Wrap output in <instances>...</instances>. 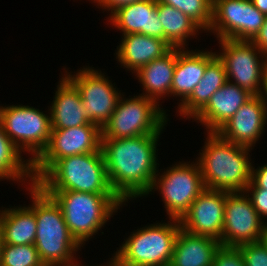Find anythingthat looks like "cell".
<instances>
[{
	"mask_svg": "<svg viewBox=\"0 0 267 266\" xmlns=\"http://www.w3.org/2000/svg\"><path fill=\"white\" fill-rule=\"evenodd\" d=\"M160 134L134 138H102L111 189L124 203L150 193L157 171L156 147Z\"/></svg>",
	"mask_w": 267,
	"mask_h": 266,
	"instance_id": "1",
	"label": "cell"
},
{
	"mask_svg": "<svg viewBox=\"0 0 267 266\" xmlns=\"http://www.w3.org/2000/svg\"><path fill=\"white\" fill-rule=\"evenodd\" d=\"M198 164L205 188L243 192L251 182L250 147L234 144L216 132H207Z\"/></svg>",
	"mask_w": 267,
	"mask_h": 266,
	"instance_id": "2",
	"label": "cell"
},
{
	"mask_svg": "<svg viewBox=\"0 0 267 266\" xmlns=\"http://www.w3.org/2000/svg\"><path fill=\"white\" fill-rule=\"evenodd\" d=\"M34 213L37 223L34 245L44 265L74 263L73 254L81 245L69 232L60 206L37 184H34Z\"/></svg>",
	"mask_w": 267,
	"mask_h": 266,
	"instance_id": "3",
	"label": "cell"
},
{
	"mask_svg": "<svg viewBox=\"0 0 267 266\" xmlns=\"http://www.w3.org/2000/svg\"><path fill=\"white\" fill-rule=\"evenodd\" d=\"M35 184L43 191L115 194L101 150L59 159Z\"/></svg>",
	"mask_w": 267,
	"mask_h": 266,
	"instance_id": "4",
	"label": "cell"
},
{
	"mask_svg": "<svg viewBox=\"0 0 267 266\" xmlns=\"http://www.w3.org/2000/svg\"><path fill=\"white\" fill-rule=\"evenodd\" d=\"M44 192L60 206L69 232L80 245L97 233L123 204L116 194Z\"/></svg>",
	"mask_w": 267,
	"mask_h": 266,
	"instance_id": "5",
	"label": "cell"
},
{
	"mask_svg": "<svg viewBox=\"0 0 267 266\" xmlns=\"http://www.w3.org/2000/svg\"><path fill=\"white\" fill-rule=\"evenodd\" d=\"M156 223L133 232L116 251L115 266H162L171 263L174 244L181 229L178 219Z\"/></svg>",
	"mask_w": 267,
	"mask_h": 266,
	"instance_id": "6",
	"label": "cell"
},
{
	"mask_svg": "<svg viewBox=\"0 0 267 266\" xmlns=\"http://www.w3.org/2000/svg\"><path fill=\"white\" fill-rule=\"evenodd\" d=\"M159 104L142 94L124 99L120 96L116 109L101 129L102 138H134L160 134L167 123L166 112Z\"/></svg>",
	"mask_w": 267,
	"mask_h": 266,
	"instance_id": "7",
	"label": "cell"
},
{
	"mask_svg": "<svg viewBox=\"0 0 267 266\" xmlns=\"http://www.w3.org/2000/svg\"><path fill=\"white\" fill-rule=\"evenodd\" d=\"M0 122L6 135L21 151L32 152V162L47 148L52 130L50 115L30 106H2Z\"/></svg>",
	"mask_w": 267,
	"mask_h": 266,
	"instance_id": "8",
	"label": "cell"
},
{
	"mask_svg": "<svg viewBox=\"0 0 267 266\" xmlns=\"http://www.w3.org/2000/svg\"><path fill=\"white\" fill-rule=\"evenodd\" d=\"M158 175L157 173L150 192L159 189L169 220H180L205 189L200 166L198 162L191 165L179 163L167 169L159 178Z\"/></svg>",
	"mask_w": 267,
	"mask_h": 266,
	"instance_id": "9",
	"label": "cell"
},
{
	"mask_svg": "<svg viewBox=\"0 0 267 266\" xmlns=\"http://www.w3.org/2000/svg\"><path fill=\"white\" fill-rule=\"evenodd\" d=\"M101 141V128L93 123L72 128L52 129L47 148L32 162L35 183L59 159L100 151Z\"/></svg>",
	"mask_w": 267,
	"mask_h": 266,
	"instance_id": "10",
	"label": "cell"
},
{
	"mask_svg": "<svg viewBox=\"0 0 267 266\" xmlns=\"http://www.w3.org/2000/svg\"><path fill=\"white\" fill-rule=\"evenodd\" d=\"M219 44L222 53L216 55L223 62L228 82H231L232 78L235 81L233 84L247 90L253 96H259L263 89L267 56L262 55L263 53L251 41L222 39L219 40ZM258 54H261L259 56L262 60H259Z\"/></svg>",
	"mask_w": 267,
	"mask_h": 266,
	"instance_id": "11",
	"label": "cell"
},
{
	"mask_svg": "<svg viewBox=\"0 0 267 266\" xmlns=\"http://www.w3.org/2000/svg\"><path fill=\"white\" fill-rule=\"evenodd\" d=\"M265 17L251 0H215L209 31L216 32L218 40L251 41Z\"/></svg>",
	"mask_w": 267,
	"mask_h": 266,
	"instance_id": "12",
	"label": "cell"
},
{
	"mask_svg": "<svg viewBox=\"0 0 267 266\" xmlns=\"http://www.w3.org/2000/svg\"><path fill=\"white\" fill-rule=\"evenodd\" d=\"M64 76L78 89L88 119L102 129L116 109L122 96L120 91L118 93L108 77L89 67L73 76L69 73Z\"/></svg>",
	"mask_w": 267,
	"mask_h": 266,
	"instance_id": "13",
	"label": "cell"
},
{
	"mask_svg": "<svg viewBox=\"0 0 267 266\" xmlns=\"http://www.w3.org/2000/svg\"><path fill=\"white\" fill-rule=\"evenodd\" d=\"M265 226L266 223L254 209L249 194L244 191L228 192L225 201L222 246L238 247L245 243L261 241Z\"/></svg>",
	"mask_w": 267,
	"mask_h": 266,
	"instance_id": "14",
	"label": "cell"
},
{
	"mask_svg": "<svg viewBox=\"0 0 267 266\" xmlns=\"http://www.w3.org/2000/svg\"><path fill=\"white\" fill-rule=\"evenodd\" d=\"M227 191L205 188L179 220L181 228L193 235L209 236L220 241Z\"/></svg>",
	"mask_w": 267,
	"mask_h": 266,
	"instance_id": "15",
	"label": "cell"
},
{
	"mask_svg": "<svg viewBox=\"0 0 267 266\" xmlns=\"http://www.w3.org/2000/svg\"><path fill=\"white\" fill-rule=\"evenodd\" d=\"M266 122L263 99L260 95L253 96L216 133L224 140L252 148L263 134Z\"/></svg>",
	"mask_w": 267,
	"mask_h": 266,
	"instance_id": "16",
	"label": "cell"
},
{
	"mask_svg": "<svg viewBox=\"0 0 267 266\" xmlns=\"http://www.w3.org/2000/svg\"><path fill=\"white\" fill-rule=\"evenodd\" d=\"M252 97L251 93L233 84V81H227L194 119L206 126L208 132H216Z\"/></svg>",
	"mask_w": 267,
	"mask_h": 266,
	"instance_id": "17",
	"label": "cell"
},
{
	"mask_svg": "<svg viewBox=\"0 0 267 266\" xmlns=\"http://www.w3.org/2000/svg\"><path fill=\"white\" fill-rule=\"evenodd\" d=\"M156 9V0H143L119 8L110 16L109 21L123 35L141 33L164 40L163 25Z\"/></svg>",
	"mask_w": 267,
	"mask_h": 266,
	"instance_id": "18",
	"label": "cell"
},
{
	"mask_svg": "<svg viewBox=\"0 0 267 266\" xmlns=\"http://www.w3.org/2000/svg\"><path fill=\"white\" fill-rule=\"evenodd\" d=\"M61 78L49 109L51 128L65 129L90 124L78 89L66 76Z\"/></svg>",
	"mask_w": 267,
	"mask_h": 266,
	"instance_id": "19",
	"label": "cell"
},
{
	"mask_svg": "<svg viewBox=\"0 0 267 266\" xmlns=\"http://www.w3.org/2000/svg\"><path fill=\"white\" fill-rule=\"evenodd\" d=\"M123 37L117 48L116 58L123 64L121 66L133 70L134 73L171 49L164 40L141 33L126 34Z\"/></svg>",
	"mask_w": 267,
	"mask_h": 266,
	"instance_id": "20",
	"label": "cell"
},
{
	"mask_svg": "<svg viewBox=\"0 0 267 266\" xmlns=\"http://www.w3.org/2000/svg\"><path fill=\"white\" fill-rule=\"evenodd\" d=\"M176 48V64L171 86V95L181 97L183 104L199 84L207 67V51H184Z\"/></svg>",
	"mask_w": 267,
	"mask_h": 266,
	"instance_id": "21",
	"label": "cell"
},
{
	"mask_svg": "<svg viewBox=\"0 0 267 266\" xmlns=\"http://www.w3.org/2000/svg\"><path fill=\"white\" fill-rule=\"evenodd\" d=\"M30 187L32 206H20L1 211L0 235L3 244L29 245L35 243L37 223L34 213V185H30Z\"/></svg>",
	"mask_w": 267,
	"mask_h": 266,
	"instance_id": "22",
	"label": "cell"
},
{
	"mask_svg": "<svg viewBox=\"0 0 267 266\" xmlns=\"http://www.w3.org/2000/svg\"><path fill=\"white\" fill-rule=\"evenodd\" d=\"M219 240L201 235H193L180 229L174 244L171 263L174 266H212Z\"/></svg>",
	"mask_w": 267,
	"mask_h": 266,
	"instance_id": "23",
	"label": "cell"
},
{
	"mask_svg": "<svg viewBox=\"0 0 267 266\" xmlns=\"http://www.w3.org/2000/svg\"><path fill=\"white\" fill-rule=\"evenodd\" d=\"M228 81L223 62L216 52H207V67L203 78L195 86L190 97L181 104L180 116L194 118L208 103L210 97Z\"/></svg>",
	"mask_w": 267,
	"mask_h": 266,
	"instance_id": "24",
	"label": "cell"
},
{
	"mask_svg": "<svg viewBox=\"0 0 267 266\" xmlns=\"http://www.w3.org/2000/svg\"><path fill=\"white\" fill-rule=\"evenodd\" d=\"M176 64V47H172L165 55L142 66L135 74L145 89L143 96L156 103L159 98L171 95V86ZM162 96V97H161Z\"/></svg>",
	"mask_w": 267,
	"mask_h": 266,
	"instance_id": "25",
	"label": "cell"
},
{
	"mask_svg": "<svg viewBox=\"0 0 267 266\" xmlns=\"http://www.w3.org/2000/svg\"><path fill=\"white\" fill-rule=\"evenodd\" d=\"M156 12L163 25L164 41L172 48H184L186 38L193 37L201 29L180 10L157 2Z\"/></svg>",
	"mask_w": 267,
	"mask_h": 266,
	"instance_id": "26",
	"label": "cell"
},
{
	"mask_svg": "<svg viewBox=\"0 0 267 266\" xmlns=\"http://www.w3.org/2000/svg\"><path fill=\"white\" fill-rule=\"evenodd\" d=\"M22 160L21 150L6 135L0 122V179L23 181L28 177L29 184L34 185L33 163L30 159Z\"/></svg>",
	"mask_w": 267,
	"mask_h": 266,
	"instance_id": "27",
	"label": "cell"
},
{
	"mask_svg": "<svg viewBox=\"0 0 267 266\" xmlns=\"http://www.w3.org/2000/svg\"><path fill=\"white\" fill-rule=\"evenodd\" d=\"M159 3L170 5L194 21L204 31H208L212 24L211 0H156Z\"/></svg>",
	"mask_w": 267,
	"mask_h": 266,
	"instance_id": "28",
	"label": "cell"
},
{
	"mask_svg": "<svg viewBox=\"0 0 267 266\" xmlns=\"http://www.w3.org/2000/svg\"><path fill=\"white\" fill-rule=\"evenodd\" d=\"M0 266H45L34 244H2Z\"/></svg>",
	"mask_w": 267,
	"mask_h": 266,
	"instance_id": "29",
	"label": "cell"
},
{
	"mask_svg": "<svg viewBox=\"0 0 267 266\" xmlns=\"http://www.w3.org/2000/svg\"><path fill=\"white\" fill-rule=\"evenodd\" d=\"M246 266H267V244L261 240L258 242L239 245Z\"/></svg>",
	"mask_w": 267,
	"mask_h": 266,
	"instance_id": "30",
	"label": "cell"
},
{
	"mask_svg": "<svg viewBox=\"0 0 267 266\" xmlns=\"http://www.w3.org/2000/svg\"><path fill=\"white\" fill-rule=\"evenodd\" d=\"M212 266H246L238 247L220 246L216 251Z\"/></svg>",
	"mask_w": 267,
	"mask_h": 266,
	"instance_id": "31",
	"label": "cell"
},
{
	"mask_svg": "<svg viewBox=\"0 0 267 266\" xmlns=\"http://www.w3.org/2000/svg\"><path fill=\"white\" fill-rule=\"evenodd\" d=\"M250 192V200L253 204L254 209L259 214L260 219L267 218V190L261 188H246L245 193Z\"/></svg>",
	"mask_w": 267,
	"mask_h": 266,
	"instance_id": "32",
	"label": "cell"
},
{
	"mask_svg": "<svg viewBox=\"0 0 267 266\" xmlns=\"http://www.w3.org/2000/svg\"><path fill=\"white\" fill-rule=\"evenodd\" d=\"M246 188H261L267 190V164L258 167L252 166L251 182Z\"/></svg>",
	"mask_w": 267,
	"mask_h": 266,
	"instance_id": "33",
	"label": "cell"
},
{
	"mask_svg": "<svg viewBox=\"0 0 267 266\" xmlns=\"http://www.w3.org/2000/svg\"><path fill=\"white\" fill-rule=\"evenodd\" d=\"M143 0H94L93 2L98 3L104 9L111 11V15L119 8L141 2Z\"/></svg>",
	"mask_w": 267,
	"mask_h": 266,
	"instance_id": "34",
	"label": "cell"
},
{
	"mask_svg": "<svg viewBox=\"0 0 267 266\" xmlns=\"http://www.w3.org/2000/svg\"><path fill=\"white\" fill-rule=\"evenodd\" d=\"M251 42L263 53V55L267 56V16L264 19L262 27Z\"/></svg>",
	"mask_w": 267,
	"mask_h": 266,
	"instance_id": "35",
	"label": "cell"
},
{
	"mask_svg": "<svg viewBox=\"0 0 267 266\" xmlns=\"http://www.w3.org/2000/svg\"><path fill=\"white\" fill-rule=\"evenodd\" d=\"M252 4L265 16H267V0H251Z\"/></svg>",
	"mask_w": 267,
	"mask_h": 266,
	"instance_id": "36",
	"label": "cell"
},
{
	"mask_svg": "<svg viewBox=\"0 0 267 266\" xmlns=\"http://www.w3.org/2000/svg\"><path fill=\"white\" fill-rule=\"evenodd\" d=\"M260 96L263 99L265 108L267 110V66H266L265 71H264L263 89H262Z\"/></svg>",
	"mask_w": 267,
	"mask_h": 266,
	"instance_id": "37",
	"label": "cell"
},
{
	"mask_svg": "<svg viewBox=\"0 0 267 266\" xmlns=\"http://www.w3.org/2000/svg\"><path fill=\"white\" fill-rule=\"evenodd\" d=\"M263 241L267 244V222H266V226L264 228Z\"/></svg>",
	"mask_w": 267,
	"mask_h": 266,
	"instance_id": "38",
	"label": "cell"
},
{
	"mask_svg": "<svg viewBox=\"0 0 267 266\" xmlns=\"http://www.w3.org/2000/svg\"><path fill=\"white\" fill-rule=\"evenodd\" d=\"M113 264V262H112V260L108 263V265L107 266H111ZM63 266H79L78 265V263L76 262H74V263H72V264H68V265H63ZM82 266V265H81ZM101 266V265H100ZM103 266V265H102Z\"/></svg>",
	"mask_w": 267,
	"mask_h": 266,
	"instance_id": "39",
	"label": "cell"
},
{
	"mask_svg": "<svg viewBox=\"0 0 267 266\" xmlns=\"http://www.w3.org/2000/svg\"><path fill=\"white\" fill-rule=\"evenodd\" d=\"M2 244H3V242H2V239H1V235H0V261H1V247H2Z\"/></svg>",
	"mask_w": 267,
	"mask_h": 266,
	"instance_id": "40",
	"label": "cell"
},
{
	"mask_svg": "<svg viewBox=\"0 0 267 266\" xmlns=\"http://www.w3.org/2000/svg\"><path fill=\"white\" fill-rule=\"evenodd\" d=\"M162 266H174L172 263H167V264H164Z\"/></svg>",
	"mask_w": 267,
	"mask_h": 266,
	"instance_id": "41",
	"label": "cell"
}]
</instances>
